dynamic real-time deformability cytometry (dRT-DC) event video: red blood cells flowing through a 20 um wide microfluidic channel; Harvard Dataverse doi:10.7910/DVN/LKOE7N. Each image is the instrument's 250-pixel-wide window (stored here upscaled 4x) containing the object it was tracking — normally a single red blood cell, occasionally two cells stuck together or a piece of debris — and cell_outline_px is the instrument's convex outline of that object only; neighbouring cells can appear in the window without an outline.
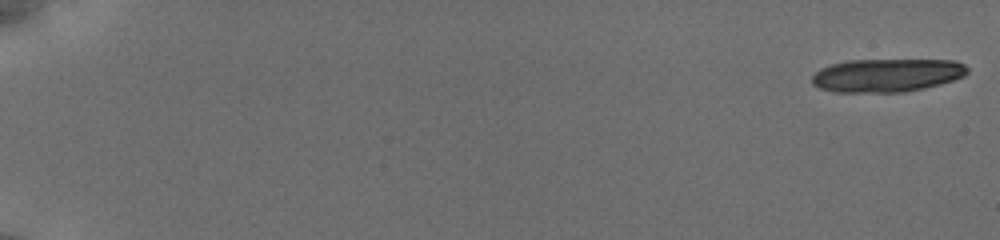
{"species": "common noctule bat (a hibernating species)", "species_latin": "Nyctalus noctula", "temperature_condition": "cold", "stored_images_in_passage": 24, "camera_frame_rate_fps": 3000, "um_per_image_px": 0.085, "animal": {"sex": "female", "body_mass_g": 19.5, "forearm_length_mm": 54.1}, "frame": {"image": 1, "passage_image": 1, "time_ms": 0.0, "image_size_px": [1000, 240], "cell_outline_px": [[968, 72], [964, 76], [940, 84], [924, 88], [904, 92], [836, 92], [820, 88], [812, 84], [812, 76], [820, 68], [832, 64], [848, 60], [956, 60], [964, 64], [968, 68]], "centroid_in_image_um": [75.39, 6.39], "position_along_channel_um": 9.6, "area_um2": 30.17}}
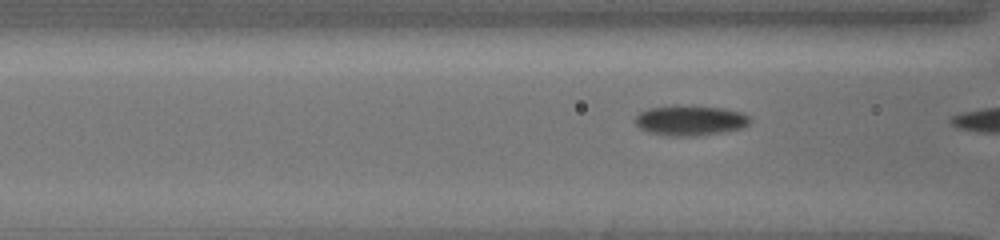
{"frame": {"image": 2, "passage_image": 23, "time_ms": 7.333, "image_size_px": [1000, 240], "cell_outline_px": [[752, 120], [744, 128], [724, 132], [692, 136], [676, 136], [648, 132], [640, 128], [632, 120], [640, 112], [648, 108], [672, 104], [676, 104], [724, 108], [740, 112], [748, 116]], "centroid_in_image_um": [58.65, 10.21], "position_along_channel_um": 108.0, "area_um2": 20.52}}